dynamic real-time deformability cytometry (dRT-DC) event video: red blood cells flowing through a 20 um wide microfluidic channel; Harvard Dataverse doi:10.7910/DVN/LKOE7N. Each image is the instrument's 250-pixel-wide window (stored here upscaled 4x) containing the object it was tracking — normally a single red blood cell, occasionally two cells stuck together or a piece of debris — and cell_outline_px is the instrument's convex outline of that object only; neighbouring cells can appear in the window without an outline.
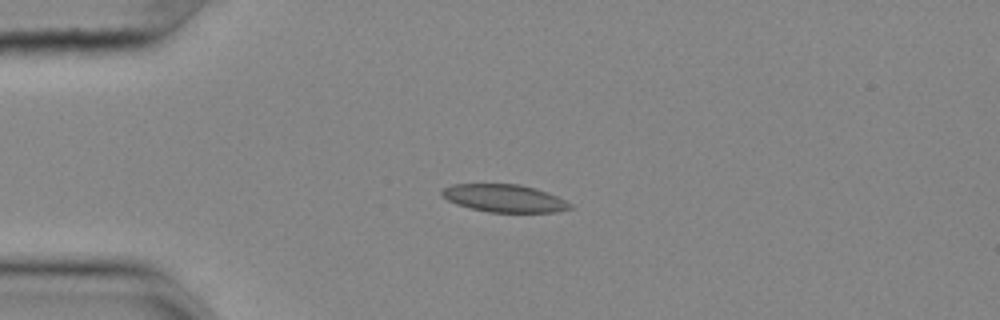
{"species": "common noctule bat (a hibernating species)", "species_latin": "Nyctalus noctula", "temperature_condition": "cold", "stored_images_in_passage": 43, "camera_frame_rate_fps": 3000, "um_per_image_px": 0.085, "animal": {"sex": "female", "body_mass_g": 25.1}, "frame": {"image": 1, "passage_image": 1, "time_ms": 0.0, "image_size_px": [1000, 320], "cell_outline_px": [[576, 208], [556, 212], [488, 212], [456, 204], [440, 196], [440, 192], [444, 188], [452, 184], [520, 184], [536, 188], [548, 192], [572, 204]], "centroid_in_image_um": [42.89, 16.85], "position_along_channel_um": 42.1, "area_um2": 20.81}}
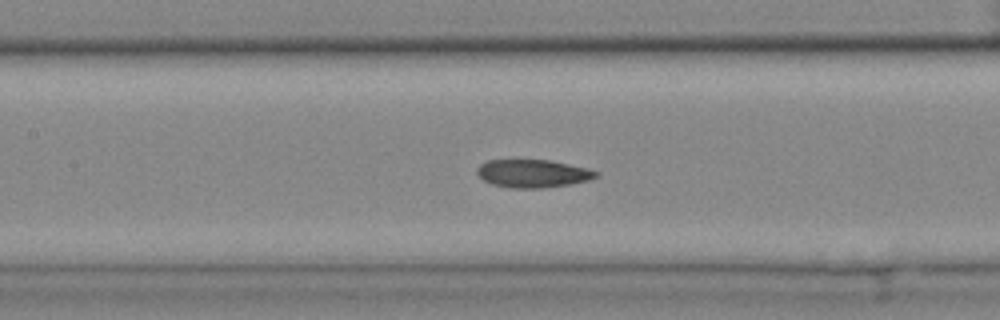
{"frame": {"image": 2, "passage_image": 13, "time_ms": 4.0, "image_size_px": [1000, 320], "cell_outline_px": [[600, 176], [588, 180], [568, 184], [540, 188], [508, 188], [492, 184], [484, 180], [476, 172], [476, 168], [480, 164], [488, 160], [548, 160], [588, 168], [600, 172]], "centroid_in_image_um": [45.29, 14.75], "position_along_channel_um": 162.1, "area_um2": 19.36}}
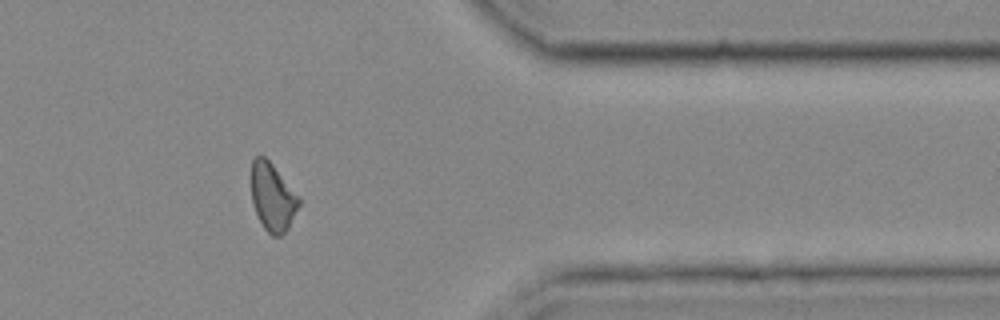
{"frame": {"image": 3, "passage_image": 33, "time_ms": 10.667, "image_size_px": [1000, 320], "cell_outline_px": [[300, 204], [288, 228], [280, 236], [272, 236], [264, 228], [256, 212], [252, 200], [252, 160], [256, 156], [264, 156], [272, 164], [300, 196]], "centroid_in_image_um": [23.19, 16.75], "position_along_channel_um": 388.2, "area_um2": 18.61}, "authors_computed_cell_mechanics": {"area_um2": 19.3052, "velocity_mm_per_s": 3.6317, "shape_relaxation_time_tau1_ms": null, "shape_relaxation_time_tau2_ms": 3.9264, "deformation_change_tau1": null, "deformation_change_tau2": 0.0835}}